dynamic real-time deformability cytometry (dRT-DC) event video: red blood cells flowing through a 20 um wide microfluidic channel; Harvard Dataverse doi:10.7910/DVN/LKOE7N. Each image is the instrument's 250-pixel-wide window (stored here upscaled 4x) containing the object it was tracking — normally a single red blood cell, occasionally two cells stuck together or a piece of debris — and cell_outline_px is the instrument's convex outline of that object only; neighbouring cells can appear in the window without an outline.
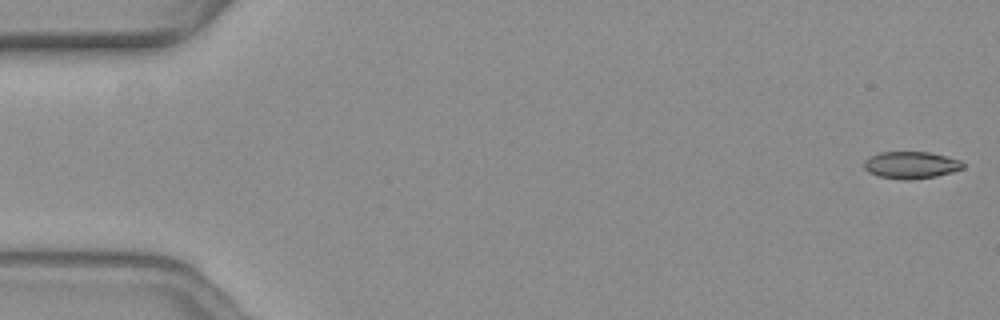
{"species": "common noctule bat (a hibernating species)", "species_latin": "Nyctalus noctula", "temperature_condition": "warm", "stored_images_in_passage": 6, "camera_frame_rate_fps": 3000, "um_per_image_px": 0.085, "animal": {"sex": "female", "body_mass_g": 19.3, "forearm_length_mm": 54.1}, "frame": {"image": 1, "passage_image": 1, "time_ms": 0.0, "image_size_px": [1000, 320], "cell_outline_px": [[964, 168], [952, 172], [936, 176], [912, 180], [904, 180], [880, 176], [868, 172], [864, 168], [864, 160], [880, 152], [928, 152], [960, 160], [964, 164]], "centroid_in_image_um": [77.43, 14.03], "position_along_channel_um": 7.6, "area_um2": 15.49}}